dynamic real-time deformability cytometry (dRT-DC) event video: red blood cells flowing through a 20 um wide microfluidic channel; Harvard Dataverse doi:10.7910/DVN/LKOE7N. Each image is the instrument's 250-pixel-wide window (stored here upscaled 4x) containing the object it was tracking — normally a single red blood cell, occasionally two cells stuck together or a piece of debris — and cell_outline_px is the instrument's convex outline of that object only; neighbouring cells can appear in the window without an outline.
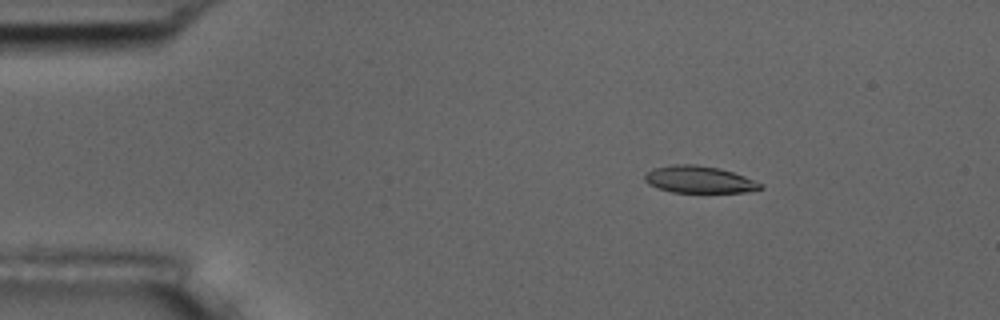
{"species": "common noctule bat (a hibernating species)", "species_latin": "Nyctalus noctula", "temperature_condition": "room temperature", "stored_images_in_passage": 6, "segment_of_instrument_passage": [1, 2], "camera_frame_rate_fps": 3000, "um_per_image_px": 0.085, "animal": {"sex": "male", "body_mass_g": 17.5, "forearm_length_mm": 52.3}, "frame": {"image": 1, "passage_image": 3, "time_ms": 2.333, "image_size_px": [1000, 320], "cell_outline_px": [[764, 188], [744, 192], [672, 192], [656, 188], [648, 184], [644, 180], [644, 176], [652, 168], [672, 164], [696, 164], [720, 168], [744, 176], [764, 184]], "centroid_in_image_um": [59.41, 15.25], "position_along_channel_um": 25.6, "area_um2": 18.32}}